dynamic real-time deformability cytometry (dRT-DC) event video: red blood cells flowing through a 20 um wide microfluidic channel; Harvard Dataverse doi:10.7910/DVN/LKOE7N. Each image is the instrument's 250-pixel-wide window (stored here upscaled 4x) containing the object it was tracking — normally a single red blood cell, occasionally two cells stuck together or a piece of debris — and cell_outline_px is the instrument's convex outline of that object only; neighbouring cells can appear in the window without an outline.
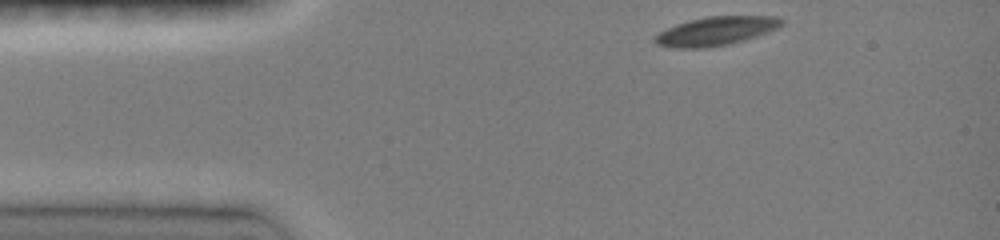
{"species": "common noctule bat (a hibernating species)", "species_latin": "Nyctalus noctula", "temperature_condition": "room temperature", "stored_images_in_passage": 5, "camera_frame_rate_fps": 3000, "um_per_image_px": 0.085, "animal": {"sex": "female", "body_mass_g": 19.0, "forearm_length_mm": 51.5}, "frame": {"image": 1, "passage_image": 1, "time_ms": 0.0, "image_size_px": [1000, 240], "cell_outline_px": [[784, 24], [768, 32], [744, 40], [728, 44], [704, 48], [672, 48], [656, 44], [652, 40], [660, 32], [676, 24], [688, 20], [708, 16], [776, 16], [784, 20]], "centroid_in_image_um": [60.85, 2.64], "position_along_channel_um": 24.2, "area_um2": 21.21}}